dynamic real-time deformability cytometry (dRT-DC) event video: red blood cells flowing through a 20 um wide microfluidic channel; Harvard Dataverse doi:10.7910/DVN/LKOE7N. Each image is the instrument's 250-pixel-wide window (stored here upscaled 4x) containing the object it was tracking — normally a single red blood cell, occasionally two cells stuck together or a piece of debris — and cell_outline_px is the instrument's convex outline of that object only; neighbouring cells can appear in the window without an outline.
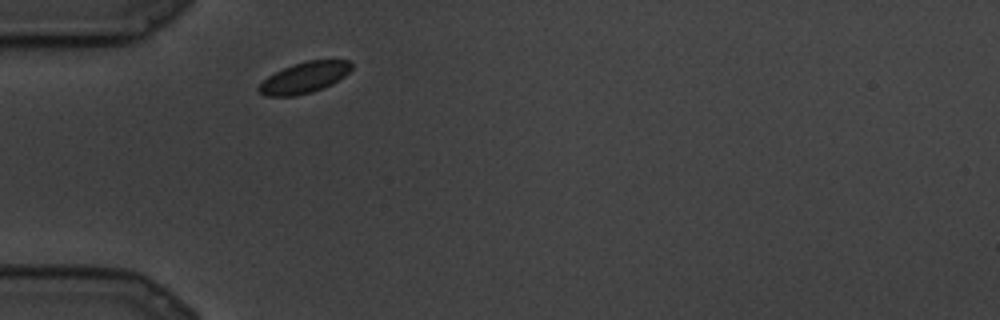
{"species": "common noctule bat (a hibernating species)", "species_latin": "Nyctalus noctula", "temperature_condition": "cold", "stored_images_in_passage": 10, "camera_frame_rate_fps": 3000, "um_per_image_px": 0.085, "animal": {"sex": "male", "body_mass_g": 19.5, "forearm_length_mm": 54.6}, "frame": {"image": 1, "passage_image": 1, "time_ms": 0.0, "image_size_px": [1000, 320], "cell_outline_px": [[352, 68], [344, 76], [332, 84], [312, 92], [292, 96], [264, 96], [256, 88], [268, 76], [284, 68], [308, 60], [352, 60]], "centroid_in_image_um": [25.88, 6.6], "position_along_channel_um": 59.1, "area_um2": 16.53}}
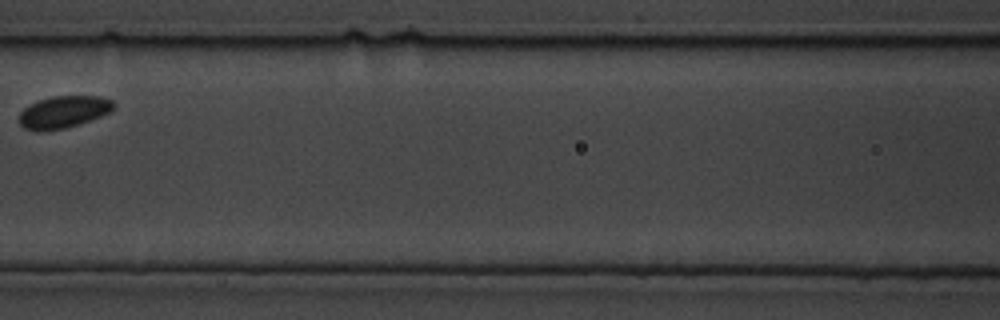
{"frame": {"image": 2, "passage_image": 6, "time_ms": 1.667, "image_size_px": [1000, 320], "cell_outline_px": [[116, 104], [108, 112], [100, 116], [64, 128], [24, 128], [20, 124], [20, 112], [24, 108], [40, 100], [52, 96], [100, 96], [112, 100]], "centroid_in_image_um": [5.44, 9.46], "position_along_channel_um": 161.2, "area_um2": 16.76}}
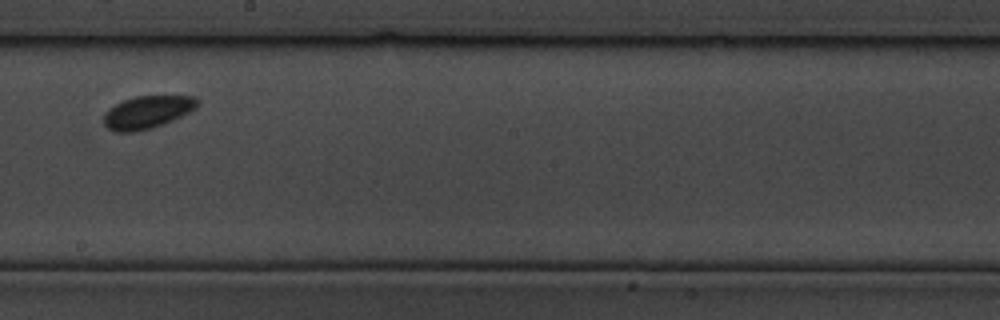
{"frame": {"image": 3, "passage_image": 9, "time_ms": 2.667, "image_size_px": [1000, 320], "cell_outline_px": [[200, 104], [196, 108], [164, 124], [152, 128], [136, 132], [116, 132], [108, 128], [104, 124], [104, 112], [108, 108], [124, 100], [136, 96], [192, 96], [200, 100]], "centroid_in_image_um": [12.51, 9.54], "position_along_channel_um": 235.7, "area_um2": 17.86}}